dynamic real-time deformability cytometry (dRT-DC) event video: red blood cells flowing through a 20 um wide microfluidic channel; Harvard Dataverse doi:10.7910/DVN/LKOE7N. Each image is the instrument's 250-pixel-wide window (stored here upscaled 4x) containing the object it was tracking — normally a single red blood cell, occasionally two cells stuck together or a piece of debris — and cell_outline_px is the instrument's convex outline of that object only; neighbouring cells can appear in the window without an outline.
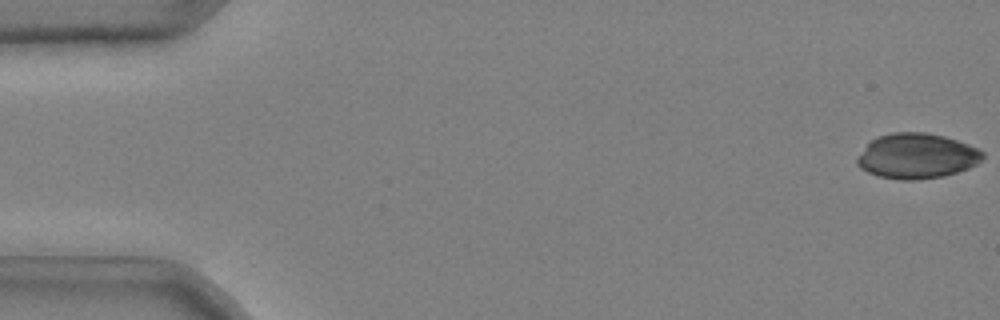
{"species": "common noctule bat (a hibernating species)", "species_latin": "Nyctalus noctula", "temperature_condition": "cold", "stored_images_in_passage": 50, "camera_frame_rate_fps": 3000, "um_per_image_px": 0.085, "animal": {"sex": "male", "body_mass_g": 20.4}, "frame": {"image": 1, "passage_image": 1, "time_ms": 0.0, "image_size_px": [1000, 320], "cell_outline_px": [[984, 156], [976, 164], [968, 168], [944, 176], [916, 180], [900, 180], [880, 176], [868, 172], [860, 168], [856, 164], [856, 160], [868, 144], [872, 140], [880, 136], [892, 132], [924, 132], [944, 136], [968, 144], [984, 152]], "centroid_in_image_um": [77.93, 13.26], "position_along_channel_um": 7.1, "area_um2": 32.77}}
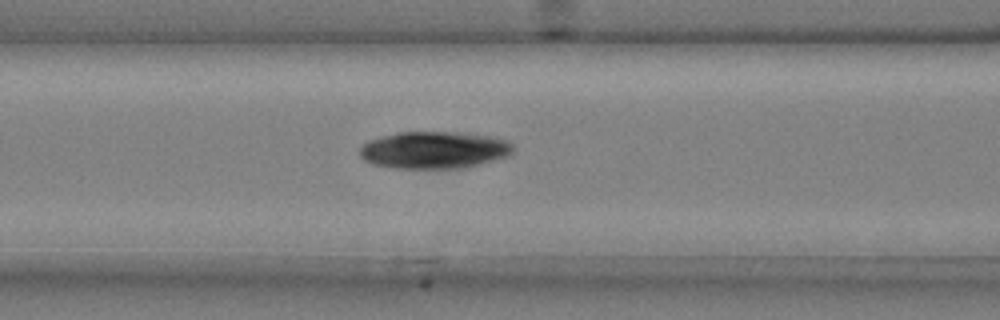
{"frame": {"image": 2, "passage_image": 22, "time_ms": 7.0, "image_size_px": [1000, 320], "cell_outline_px": [[516, 148], [508, 156], [464, 168], [392, 168], [372, 164], [364, 160], [360, 156], [360, 148], [368, 140], [380, 136], [400, 132], [456, 132], [488, 136], [508, 140]], "centroid_in_image_um": [36.89, 12.75], "position_along_channel_um": 129.7, "area_um2": 33.29}}
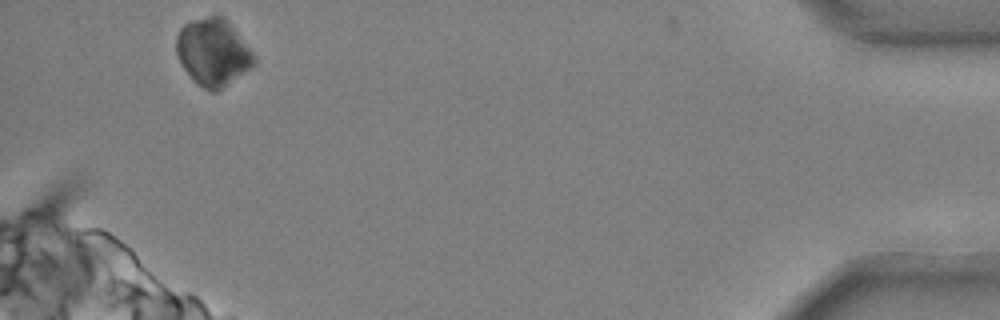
{"frame": {"image": 3, "passage_image": 50, "time_ms": 16.333, "image_size_px": [1000, 320], "cell_outline_px": [[256, 64], [216, 92], [212, 92], [196, 84], [180, 64], [176, 52], [176, 36], [180, 28], [188, 20], [208, 16], [224, 16], [256, 56]], "centroid_in_image_um": [18.08, 4.43], "position_along_channel_um": 417.1, "area_um2": 30.52}}